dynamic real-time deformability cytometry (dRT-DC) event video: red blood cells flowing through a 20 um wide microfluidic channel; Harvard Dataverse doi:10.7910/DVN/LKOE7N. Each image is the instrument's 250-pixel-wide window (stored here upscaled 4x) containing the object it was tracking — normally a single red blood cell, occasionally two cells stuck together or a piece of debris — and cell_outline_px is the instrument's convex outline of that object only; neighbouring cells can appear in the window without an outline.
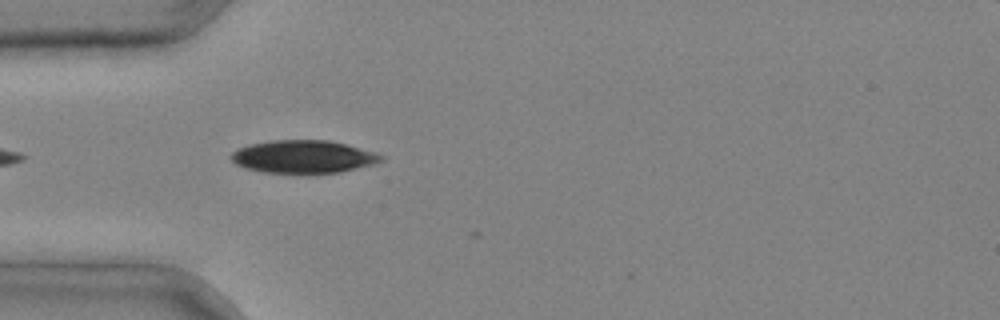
{"species": "common noctule bat (a hibernating species)", "species_latin": "Nyctalus noctula", "temperature_condition": "cold", "stored_images_in_passage": 3, "camera_frame_rate_fps": 3000, "um_per_image_px": 0.085, "animal": {"sex": "male", "body_mass_g": 20.4}, "frame": {"image": 1, "passage_image": 3, "time_ms": 0.667, "image_size_px": [1000, 320], "cell_outline_px": [[384, 160], [376, 164], [340, 172], [264, 172], [244, 168], [236, 164], [232, 160], [232, 152], [236, 148], [252, 144], [272, 140], [328, 140], [376, 152], [384, 156]], "centroid_in_image_um": [25.81, 13.31], "position_along_channel_um": 59.2, "area_um2": 28.44}}